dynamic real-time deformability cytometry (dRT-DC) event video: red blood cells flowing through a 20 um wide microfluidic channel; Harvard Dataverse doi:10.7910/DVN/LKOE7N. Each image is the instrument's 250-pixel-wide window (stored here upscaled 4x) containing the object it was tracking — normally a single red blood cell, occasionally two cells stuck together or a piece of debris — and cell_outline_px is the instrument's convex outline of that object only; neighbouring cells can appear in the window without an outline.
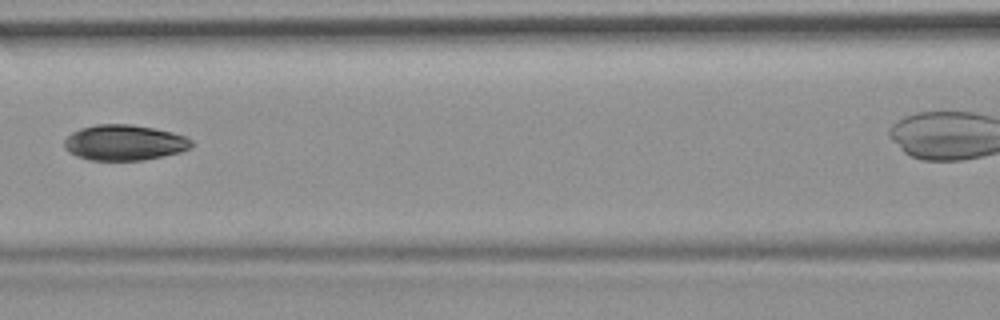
{"species": "common noctule bat (a hibernating species)", "species_latin": "Nyctalus noctula", "temperature_condition": "room temperature", "stored_images_in_passage": 6, "camera_frame_rate_fps": 3000, "um_per_image_px": 0.085, "animal": {"sex": "female", "body_mass_g": 19.9}, "frame": {"image": 1, "passage_image": 5, "time_ms": 1.333, "image_size_px": [1000, 320], "cell_outline_px": [[196, 144], [192, 148], [180, 152], [144, 160], [88, 160], [76, 156], [68, 152], [64, 148], [64, 140], [72, 132], [80, 128], [96, 124], [132, 124], [172, 132], [184, 136], [192, 140]], "centroid_in_image_um": [10.57, 12.12], "position_along_channel_um": 156.0, "area_um2": 26.59}}